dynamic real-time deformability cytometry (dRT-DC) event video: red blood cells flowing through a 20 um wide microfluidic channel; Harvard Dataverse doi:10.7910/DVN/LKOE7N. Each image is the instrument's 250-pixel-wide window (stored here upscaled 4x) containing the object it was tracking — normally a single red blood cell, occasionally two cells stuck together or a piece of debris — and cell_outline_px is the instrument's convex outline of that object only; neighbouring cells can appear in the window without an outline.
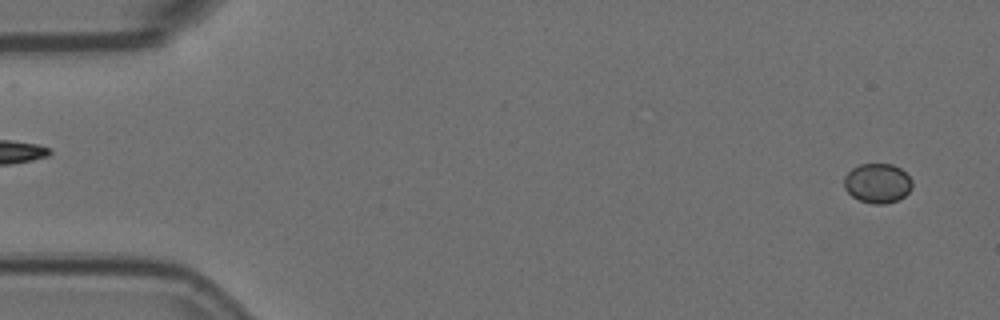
{"species": "Egyptian fruit bat (a non-hibernating species)", "species_latin": "Rousettus aegyptiacus", "temperature_condition": "room temperature", "stored_images_in_passage": 57, "camera_frame_rate_fps": 3000, "um_per_image_px": 0.085, "animal": {"sex": "female"}, "frame": {"image": 1, "passage_image": 3, "time_ms": 0.667, "image_size_px": [1000, 320], "cell_outline_px": [[912, 188], [904, 196], [896, 200], [884, 204], [872, 204], [860, 200], [852, 196], [844, 188], [844, 176], [852, 168], [860, 164], [892, 164], [900, 168], [912, 180]], "centroid_in_image_um": [74.57, 15.57], "position_along_channel_um": 10.4, "area_um2": 15.66}}
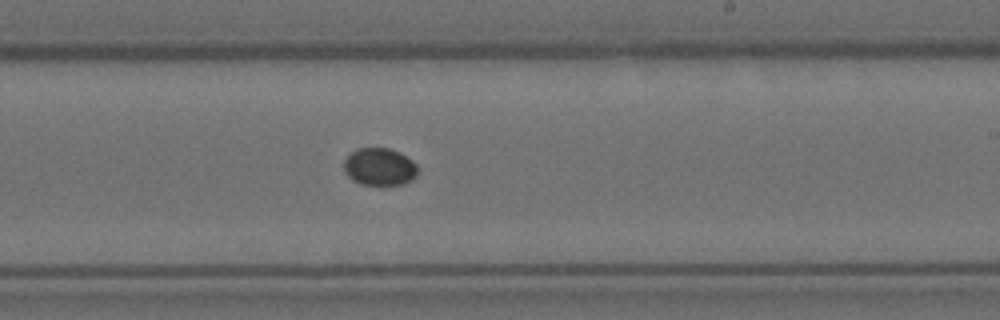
{"frame": {"image": 2, "passage_image": 34, "time_ms": 11.0, "image_size_px": [1000, 320], "cell_outline_px": [[416, 176], [412, 180], [404, 184], [360, 184], [352, 180], [344, 172], [344, 160], [356, 148], [388, 148], [400, 152], [412, 160], [416, 164]], "centroid_in_image_um": [32.25, 14.17], "position_along_channel_um": 256.8, "area_um2": 16.07}}
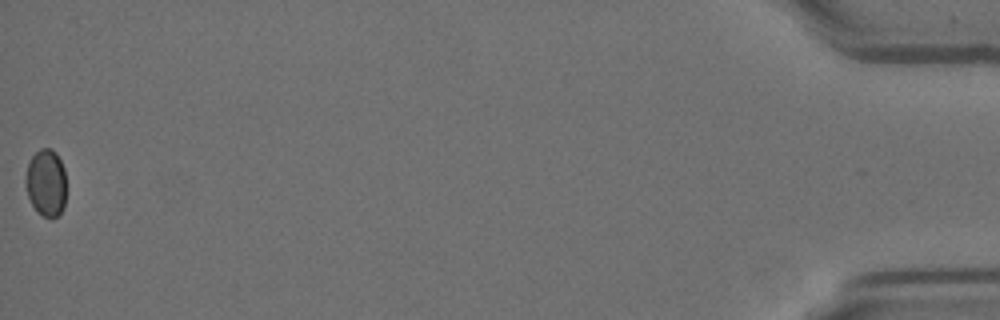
{"frame": {"image": 3, "passage_image": 57, "time_ms": 18.667, "image_size_px": [1000, 320], "cell_outline_px": [[64, 208], [52, 220], [36, 212], [28, 196], [24, 180], [28, 164], [32, 156], [40, 148], [52, 148], [56, 152], [64, 168]], "centroid_in_image_um": [3.89, 15.54], "position_along_channel_um": 431.3, "area_um2": 15.95}}